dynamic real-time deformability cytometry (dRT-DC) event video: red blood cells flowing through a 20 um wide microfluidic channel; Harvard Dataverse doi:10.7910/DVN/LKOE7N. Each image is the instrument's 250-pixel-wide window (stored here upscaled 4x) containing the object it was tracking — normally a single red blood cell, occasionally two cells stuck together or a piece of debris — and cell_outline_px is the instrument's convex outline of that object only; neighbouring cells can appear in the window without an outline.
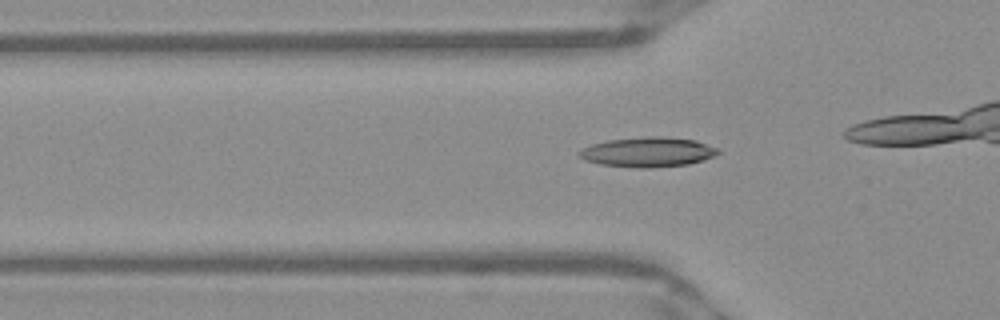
{"species": "Egyptian fruit bat (a non-hibernating species)", "species_latin": "Rousettus aegyptiacus", "temperature_condition": "warm", "stored_images_in_passage": 41, "camera_frame_rate_fps": 3000, "um_per_image_px": 0.085, "frame": {"image": 1, "passage_image": 17, "time_ms": 5.333, "image_size_px": [1000, 320], "cell_outline_px": [[720, 152], [704, 160], [688, 164], [652, 168], [636, 168], [600, 164], [584, 160], [576, 152], [592, 144], [608, 140], [648, 136], [660, 136], [696, 140], [720, 148]], "centroid_in_image_um": [55.09, 12.92], "position_along_channel_um": 70.7, "area_um2": 24.22}}
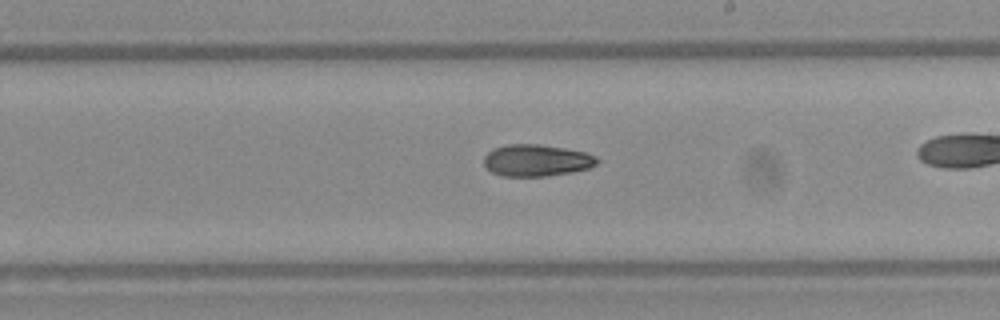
{"frame": {"image": 2, "passage_image": 30, "time_ms": 9.667, "image_size_px": [1000, 320], "cell_outline_px": [[600, 160], [596, 164], [588, 168], [572, 172], [548, 176], [500, 176], [492, 172], [484, 164], [484, 156], [492, 148], [508, 144], [540, 144], [564, 148], [584, 152], [596, 156]], "centroid_in_image_um": [45.59, 13.63], "position_along_channel_um": 243.4, "area_um2": 21.04}}
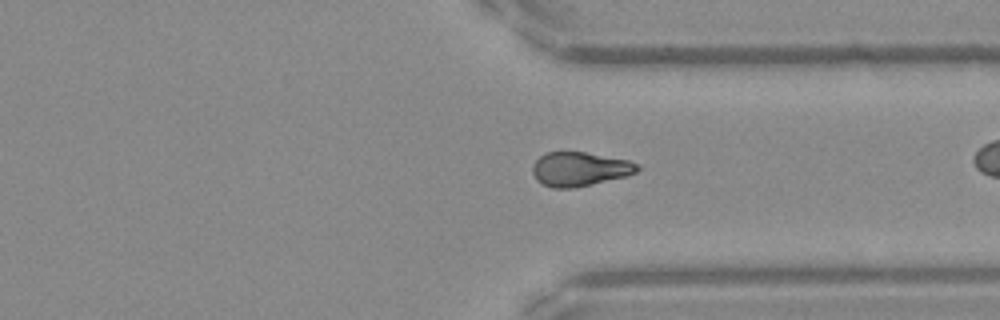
{"frame": {"image": 3, "passage_image": 39, "time_ms": 12.667, "image_size_px": [1000, 320], "cell_outline_px": [[640, 168], [636, 172], [628, 176], [572, 188], [552, 188], [540, 184], [536, 180], [532, 172], [532, 168], [536, 160], [544, 152], [584, 152], [628, 160], [640, 164]], "centroid_in_image_um": [49.26, 14.37], "position_along_channel_um": 362.1, "area_um2": 20.92}}